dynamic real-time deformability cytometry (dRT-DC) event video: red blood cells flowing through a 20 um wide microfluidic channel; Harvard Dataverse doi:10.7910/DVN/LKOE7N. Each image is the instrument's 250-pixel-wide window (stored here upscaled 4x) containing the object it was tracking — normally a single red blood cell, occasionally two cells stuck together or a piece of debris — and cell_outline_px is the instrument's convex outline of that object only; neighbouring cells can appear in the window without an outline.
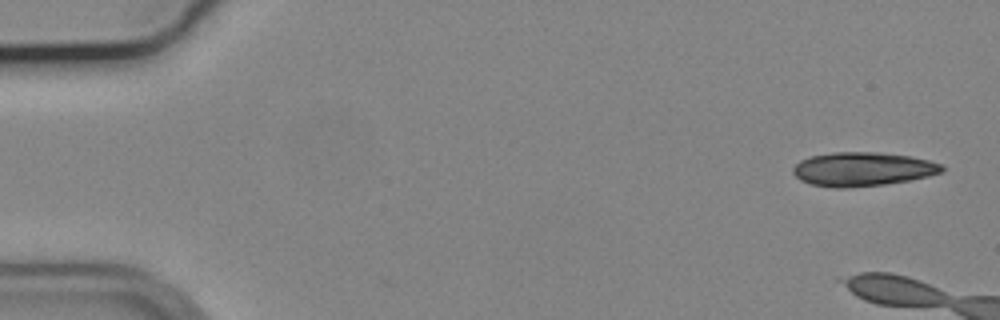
{"species": "common noctule bat (a hibernating species)", "species_latin": "Nyctalus noctula", "temperature_condition": "cold", "stored_images_in_passage": 2, "camera_frame_rate_fps": 3000, "um_per_image_px": 0.085, "animal": {"sex": "male", "body_mass_g": 19.2, "forearm_length_mm": 51.8}, "frame": {"image": 1, "passage_image": 2, "time_ms": 0.333, "image_size_px": [1000, 320], "cell_outline_px": [[944, 172], [928, 176], [908, 180], [884, 184], [844, 188], [836, 188], [812, 184], [800, 180], [792, 172], [792, 168], [800, 160], [812, 156], [836, 152], [880, 152], [912, 156], [928, 160], [940, 164], [944, 168]], "centroid_in_image_um": [73.33, 14.37], "position_along_channel_um": 11.7, "area_um2": 29.3}}